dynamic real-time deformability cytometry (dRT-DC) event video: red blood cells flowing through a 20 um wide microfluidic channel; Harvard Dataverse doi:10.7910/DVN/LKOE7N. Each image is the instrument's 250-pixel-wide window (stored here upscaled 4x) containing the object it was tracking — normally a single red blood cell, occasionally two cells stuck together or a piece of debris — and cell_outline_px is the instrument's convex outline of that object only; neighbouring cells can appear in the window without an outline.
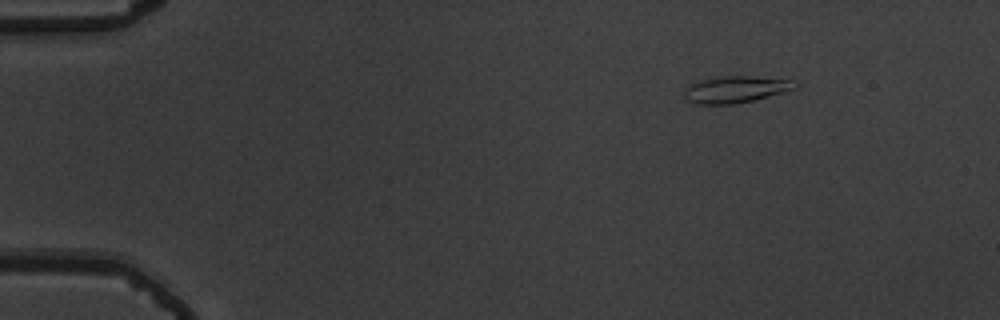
{"species": "common noctule bat (a hibernating species)", "species_latin": "Nyctalus noctula", "temperature_condition": "warm", "stored_images_in_passage": 47, "camera_frame_rate_fps": 3000, "um_per_image_px": 0.085, "animal": {"sex": "male", "body_mass_g": 19.5, "forearm_length_mm": 54.6}, "frame": {"image": 1, "passage_image": 1, "time_ms": 0.0, "image_size_px": [1000, 320], "cell_outline_px": [[800, 84], [796, 88], [784, 92], [752, 100], [732, 104], [692, 104], [684, 96], [684, 92], [692, 84], [700, 80], [720, 76], [748, 76], [792, 80]], "centroid_in_image_um": [62.54, 7.6], "position_along_channel_um": 22.5, "area_um2": 17.05}}
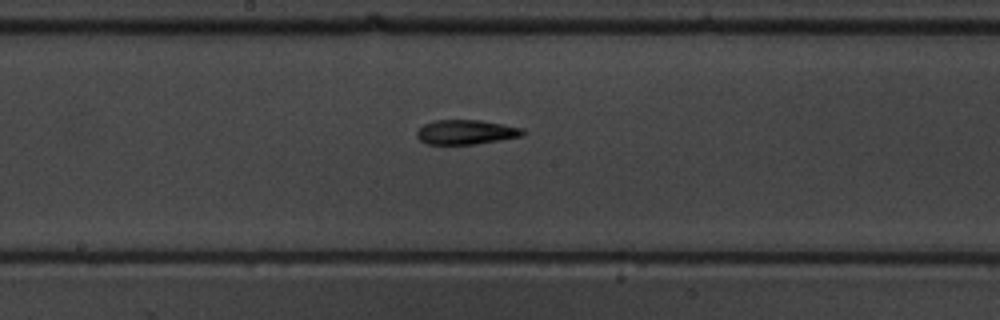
{"frame": {"image": 2, "passage_image": 23, "time_ms": 7.333, "image_size_px": [1000, 320], "cell_outline_px": [[528, 132], [524, 136], [476, 144], [428, 144], [420, 140], [416, 136], [416, 132], [424, 124], [436, 120], [480, 120], [524, 128]], "centroid_in_image_um": [39.67, 11.23], "position_along_channel_um": 208.5, "area_um2": 15.26}}
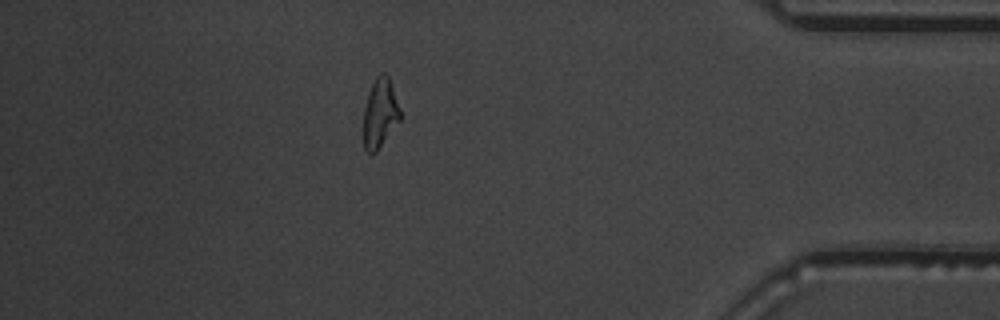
{"frame": {"image": 3, "passage_image": 41, "time_ms": 13.333, "image_size_px": [1000, 320], "cell_outline_px": [[400, 120], [376, 152], [372, 156], [368, 156], [364, 148], [364, 108], [368, 92], [376, 76], [380, 72], [384, 72], [388, 76], [400, 108]], "centroid_in_image_um": [32.28, 9.65], "position_along_channel_um": 402.9, "area_um2": 14.85}, "authors_computed_cell_mechanics": {"area_um2": 15.2592, "velocity_mm_per_s": 3.8399, "shape_relaxation_time_tau1_ms": null, "shape_relaxation_time_tau2_ms": 2.6844, "deformation_change_tau1": null, "deformation_change_tau2": 0.1196}}